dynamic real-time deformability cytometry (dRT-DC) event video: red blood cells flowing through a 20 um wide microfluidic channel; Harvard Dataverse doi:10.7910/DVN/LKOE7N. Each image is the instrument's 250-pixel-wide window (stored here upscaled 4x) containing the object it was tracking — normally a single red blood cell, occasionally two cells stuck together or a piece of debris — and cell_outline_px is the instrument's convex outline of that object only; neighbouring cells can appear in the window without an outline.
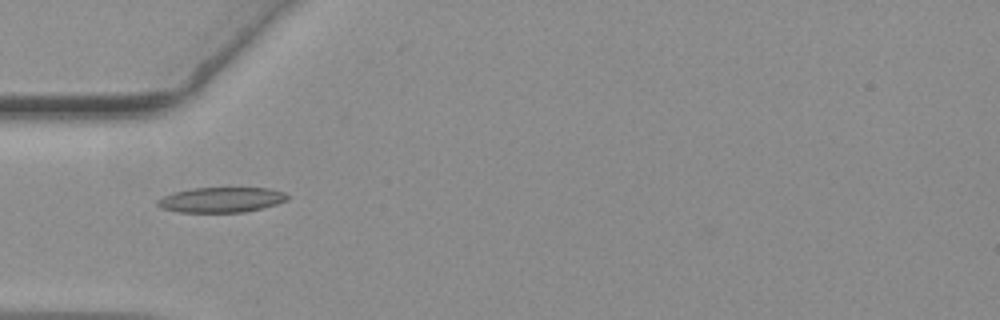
{"species": "common noctule bat (a hibernating species)", "species_latin": "Nyctalus noctula", "temperature_condition": "warm", "stored_images_in_passage": 33, "camera_frame_rate_fps": 3000, "um_per_image_px": 0.085, "animal": {"sex": "female", "body_mass_g": 19.3, "forearm_length_mm": 54.1}, "frame": {"image": 1, "passage_image": 1, "time_ms": 0.0, "image_size_px": [1000, 320], "cell_outline_px": [[288, 200], [276, 204], [244, 212], [180, 212], [160, 208], [156, 204], [156, 200], [164, 196], [176, 192], [192, 188], [268, 188], [284, 192], [288, 196]], "centroid_in_image_um": [18.79, 16.98], "position_along_channel_um": 66.2, "area_um2": 18.9}}
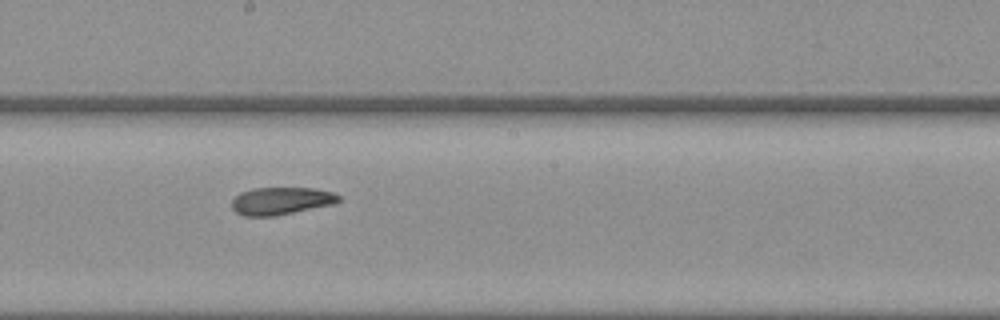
{"frame": {"image": 2, "passage_image": 14, "time_ms": 4.333, "image_size_px": [1000, 320], "cell_outline_px": [[340, 200], [336, 204], [276, 216], [244, 216], [236, 212], [232, 208], [232, 200], [240, 192], [252, 188], [312, 188], [332, 192], [340, 196]], "centroid_in_image_um": [23.9, 17.08], "position_along_channel_um": 224.3, "area_um2": 17.28}}
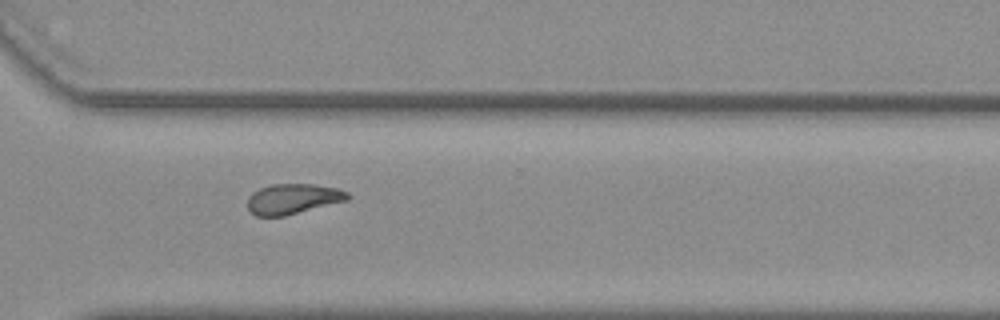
{"frame": {"image": 3, "passage_image": 24, "time_ms": 7.667, "image_size_px": [1000, 320], "cell_outline_px": [[352, 196], [348, 200], [284, 216], [256, 216], [248, 208], [248, 196], [252, 192], [260, 188], [272, 184], [312, 184], [336, 188], [348, 192]], "centroid_in_image_um": [24.9, 16.9], "position_along_channel_um": 345.7, "area_um2": 17.63}, "authors_computed_cell_mechanics": {"area_um2": 17.629, "velocity_mm_per_s": 3.6476, "shape_relaxation_time_tau1_ms": null, "shape_relaxation_time_tau2_ms": 5.3437, "deformation_change_tau1": null, "deformation_change_tau2": 0.1091}}